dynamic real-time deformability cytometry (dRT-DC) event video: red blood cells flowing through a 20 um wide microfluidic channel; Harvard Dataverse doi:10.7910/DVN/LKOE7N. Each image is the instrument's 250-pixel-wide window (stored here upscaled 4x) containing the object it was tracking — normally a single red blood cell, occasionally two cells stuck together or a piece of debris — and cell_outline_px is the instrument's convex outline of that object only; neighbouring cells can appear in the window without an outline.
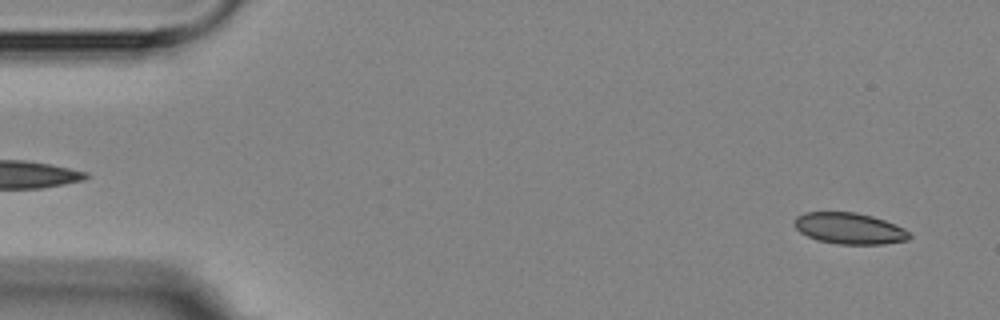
{"species": "Egyptian fruit bat (a non-hibernating species)", "species_latin": "Rousettus aegyptiacus", "temperature_condition": "room temperature", "stored_images_in_passage": 3, "segment_of_instrument_passage": [2, 2], "camera_frame_rate_fps": 3000, "um_per_image_px": 0.085, "animal": {"sex": "female"}, "frame": {"image": 1, "passage_image": 3, "time_ms": 3.333, "image_size_px": [1000, 320], "cell_outline_px": [[912, 236], [908, 240], [884, 244], [840, 244], [816, 240], [800, 232], [792, 224], [792, 220], [796, 216], [804, 212], [856, 212], [872, 216], [884, 220], [904, 228]], "centroid_in_image_um": [72.16, 19.41], "position_along_channel_um": 12.8, "area_um2": 21.1}}